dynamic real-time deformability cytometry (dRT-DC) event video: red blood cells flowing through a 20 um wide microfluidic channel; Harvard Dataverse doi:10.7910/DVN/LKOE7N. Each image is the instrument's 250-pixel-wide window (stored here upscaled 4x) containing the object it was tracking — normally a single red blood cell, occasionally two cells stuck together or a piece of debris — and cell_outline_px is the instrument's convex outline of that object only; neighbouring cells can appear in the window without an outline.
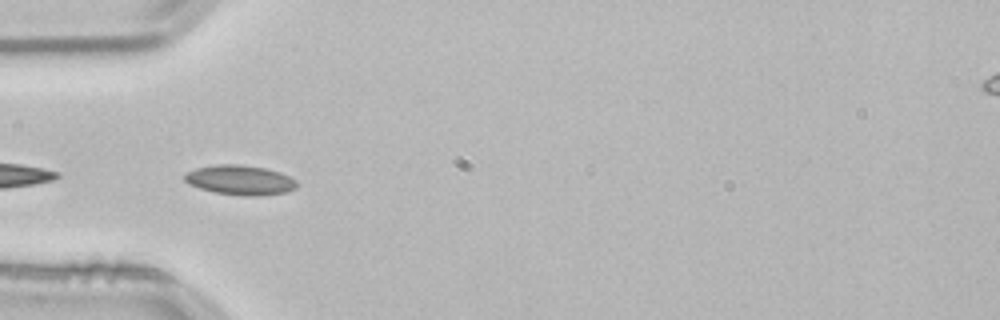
{"species": "common noctule bat (a hibernating species)", "species_latin": "Nyctalus noctula", "temperature_condition": "room temperature", "stored_images_in_passage": 5, "camera_frame_rate_fps": 3000, "um_per_image_px": 0.085, "animal": {"sex": "male", "body_mass_g": 21.5, "forearm_length_mm": 52.0}, "frame": {"image": 1, "passage_image": 2, "time_ms": 0.333, "image_size_px": [1000, 320], "cell_outline_px": [[296, 188], [288, 192], [260, 196], [244, 196], [216, 192], [200, 188], [188, 184], [184, 180], [184, 172], [196, 168], [216, 164], [240, 164], [264, 168], [280, 172], [296, 180]], "centroid_in_image_um": [20.39, 15.3], "position_along_channel_um": 64.6, "area_um2": 19.54}}